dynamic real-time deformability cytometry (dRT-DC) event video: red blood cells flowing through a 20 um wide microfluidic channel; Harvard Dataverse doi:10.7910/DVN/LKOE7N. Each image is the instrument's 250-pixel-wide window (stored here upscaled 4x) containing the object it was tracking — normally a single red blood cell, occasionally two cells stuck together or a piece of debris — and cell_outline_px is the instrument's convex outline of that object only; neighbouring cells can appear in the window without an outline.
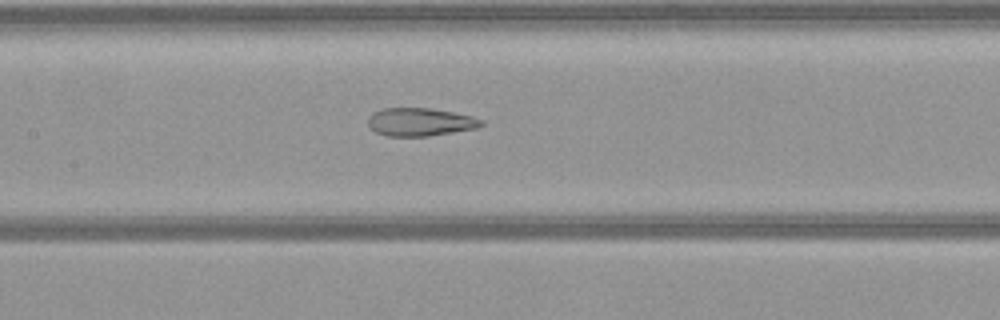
{"species": "common noctule bat (a hibernating species)", "species_latin": "Nyctalus noctula", "temperature_condition": "warm", "stored_images_in_passage": 42, "camera_frame_rate_fps": 3000, "um_per_image_px": 0.085, "animal": {"sex": "female", "body_mass_g": 21.9}, "frame": {"image": 1, "passage_image": 19, "time_ms": 6.0, "image_size_px": [1000, 320], "cell_outline_px": [[484, 124], [480, 128], [428, 136], [388, 136], [376, 132], [368, 128], [368, 116], [372, 112], [384, 108], [432, 108], [472, 116], [484, 120]], "centroid_in_image_um": [35.72, 10.37], "position_along_channel_um": 171.7, "area_um2": 18.79}}
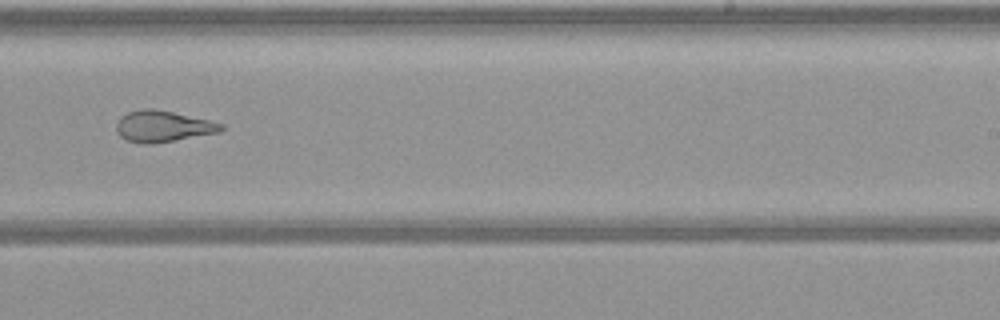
{"frame": {"image": 2, "passage_image": 27, "time_ms": 8.667, "image_size_px": [1000, 320], "cell_outline_px": [[224, 128], [220, 132], [152, 144], [144, 144], [128, 140], [120, 136], [116, 132], [116, 124], [120, 116], [128, 112], [140, 108], [152, 108], [172, 112], [208, 120], [224, 124]], "centroid_in_image_um": [13.81, 10.73], "position_along_channel_um": 275.2, "area_um2": 19.02}}
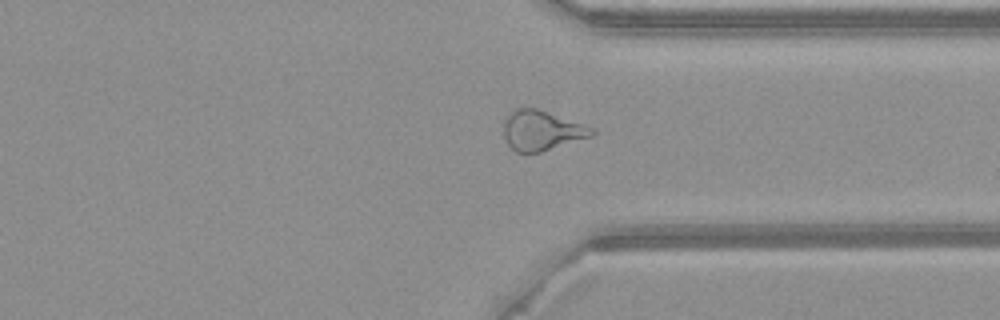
{"frame": {"image": 3, "passage_image": 34, "time_ms": 11.0, "image_size_px": [1000, 320], "cell_outline_px": [[596, 132], [592, 136], [540, 152], [516, 152], [508, 144], [504, 136], [504, 120], [508, 112], [516, 108], [536, 108], [596, 128]], "centroid_in_image_um": [46.04, 11.08], "position_along_channel_um": 365.4, "area_um2": 20.46}}